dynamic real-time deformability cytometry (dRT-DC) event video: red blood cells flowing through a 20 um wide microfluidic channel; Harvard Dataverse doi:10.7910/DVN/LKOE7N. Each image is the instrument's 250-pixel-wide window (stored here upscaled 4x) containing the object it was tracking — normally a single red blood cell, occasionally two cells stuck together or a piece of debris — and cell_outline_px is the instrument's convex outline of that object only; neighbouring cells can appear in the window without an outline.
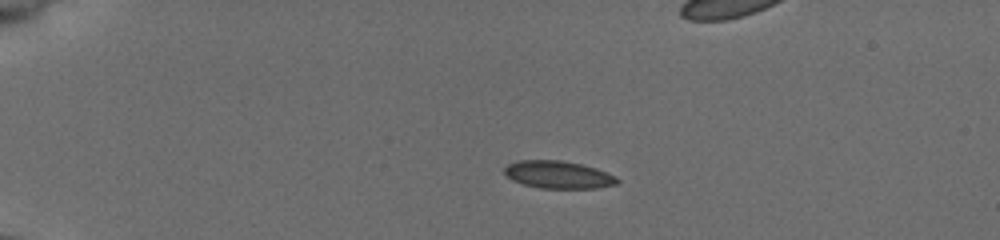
{"species": "common noctule bat (a hibernating species)", "species_latin": "Nyctalus noctula", "temperature_condition": "cold", "stored_images_in_passage": 43, "camera_frame_rate_fps": 3000, "um_per_image_px": 0.085, "animal": {"sex": "female", "body_mass_g": 19.5, "forearm_length_mm": 54.1}, "frame": {"image": 1, "passage_image": 1, "time_ms": 0.0, "image_size_px": [1000, 240], "cell_outline_px": [[620, 180], [616, 184], [596, 188], [540, 188], [524, 184], [512, 180], [504, 172], [504, 168], [508, 164], [520, 160], [560, 160], [580, 164], [596, 168], [616, 176]], "centroid_in_image_um": [47.46, 14.85], "position_along_channel_um": 37.5, "area_um2": 17.98}}
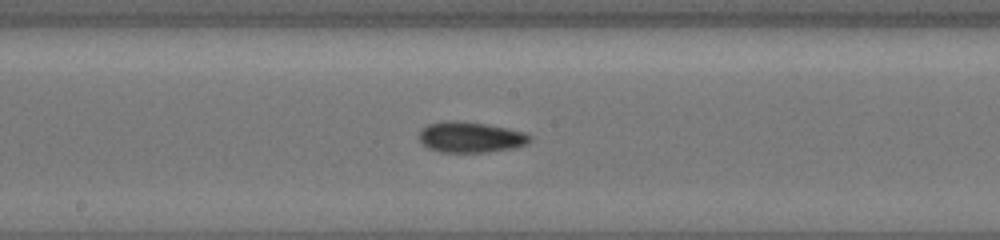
{"frame": {"image": 2, "passage_image": 19, "time_ms": 6.0, "image_size_px": [1000, 240], "cell_outline_px": [[532, 140], [528, 144], [516, 148], [488, 152], [440, 152], [428, 148], [420, 140], [420, 132], [428, 124], [448, 120], [456, 120], [484, 124], [524, 132], [532, 136]], "centroid_in_image_um": [40.04, 11.67], "position_along_channel_um": 208.2, "area_um2": 19.77}}
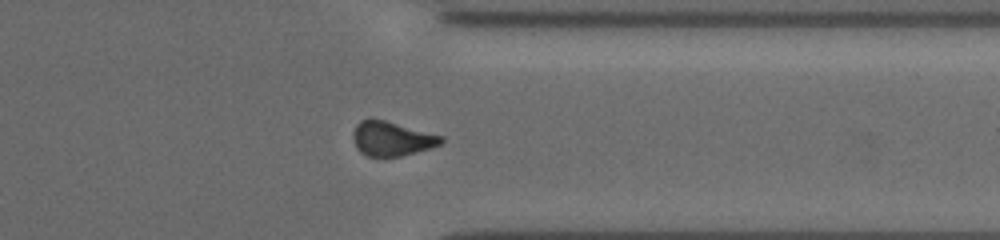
{"frame": {"image": 3, "passage_image": 32, "time_ms": 10.333, "image_size_px": [1000, 240], "cell_outline_px": [[444, 140], [440, 144], [432, 148], [400, 156], [368, 156], [360, 152], [356, 148], [352, 140], [352, 132], [356, 124], [360, 120], [384, 120], [444, 136]], "centroid_in_image_um": [33.29, 11.79], "position_along_channel_um": 378.1, "area_um2": 17.63}, "authors_computed_cell_mechanics": {"area_um2": 18.3226, "velocity_mm_per_s": 3.9276, "shape_relaxation_time_tau1_ms": 7.953, "shape_relaxation_time_tau2_ms": 9.4315, "deformation_change_tau1": 0.1626, "deformation_change_tau2": 0.1673}}